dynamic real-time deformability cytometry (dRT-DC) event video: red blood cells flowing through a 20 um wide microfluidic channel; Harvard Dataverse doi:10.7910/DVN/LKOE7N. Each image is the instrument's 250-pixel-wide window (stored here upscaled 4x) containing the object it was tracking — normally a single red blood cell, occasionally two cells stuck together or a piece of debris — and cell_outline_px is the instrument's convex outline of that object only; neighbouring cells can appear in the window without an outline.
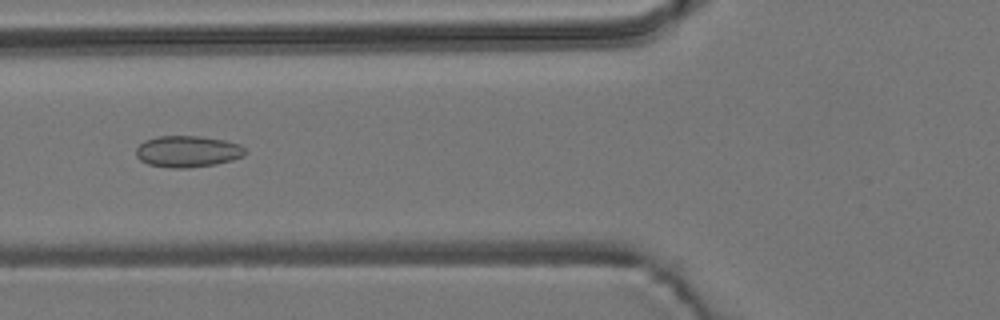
{"species": "common noctule bat (a hibernating species)", "species_latin": "Nyctalus noctula", "temperature_condition": "room temperature", "stored_images_in_passage": 54, "camera_frame_rate_fps": 3000, "um_per_image_px": 0.085, "animal": {"sex": "male", "body_mass_g": 19.2, "forearm_length_mm": 51.8}, "frame": {"image": 1, "passage_image": 20, "time_ms": 6.333, "image_size_px": [1000, 320], "cell_outline_px": [[248, 152], [244, 156], [232, 160], [216, 164], [188, 168], [172, 168], [148, 164], [140, 160], [136, 156], [136, 148], [144, 140], [156, 136], [200, 136], [224, 140], [240, 144]], "centroid_in_image_um": [15.95, 12.87], "position_along_channel_um": 109.8, "area_um2": 20.17}}
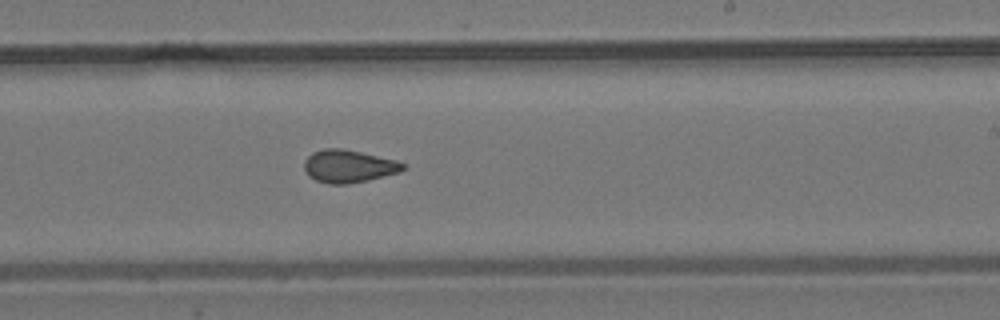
{"frame": {"image": 2, "passage_image": 32, "time_ms": 10.333, "image_size_px": [1000, 320], "cell_outline_px": [[408, 168], [400, 172], [368, 180], [348, 184], [328, 184], [316, 180], [308, 176], [304, 168], [304, 160], [312, 152], [324, 148], [344, 148], [396, 160], [404, 164]], "centroid_in_image_um": [29.63, 14.12], "position_along_channel_um": 259.4, "area_um2": 19.02}}
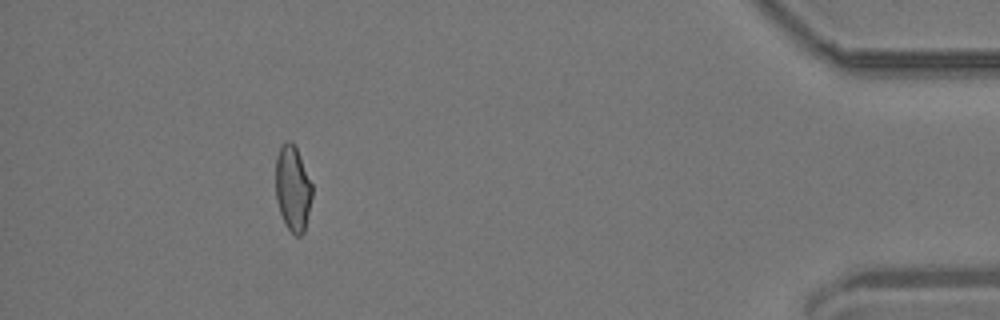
{"frame": {"image": 3, "passage_image": 49, "time_ms": 16.0, "image_size_px": [1000, 320], "cell_outline_px": [[312, 196], [304, 232], [300, 236], [296, 236], [288, 228], [280, 212], [276, 200], [276, 156], [280, 144], [288, 140], [292, 140], [300, 156], [312, 184]], "centroid_in_image_um": [24.88, 15.97], "position_along_channel_um": 410.3, "area_um2": 18.15}, "authors_computed_cell_mechanics": {"area_um2": 19.0162, "velocity_mm_per_s": 3.7366, "shape_relaxation_time_tau1_ms": null, "shape_relaxation_time_tau2_ms": 1.9034, "deformation_change_tau1": null, "deformation_change_tau2": 0.0889}}